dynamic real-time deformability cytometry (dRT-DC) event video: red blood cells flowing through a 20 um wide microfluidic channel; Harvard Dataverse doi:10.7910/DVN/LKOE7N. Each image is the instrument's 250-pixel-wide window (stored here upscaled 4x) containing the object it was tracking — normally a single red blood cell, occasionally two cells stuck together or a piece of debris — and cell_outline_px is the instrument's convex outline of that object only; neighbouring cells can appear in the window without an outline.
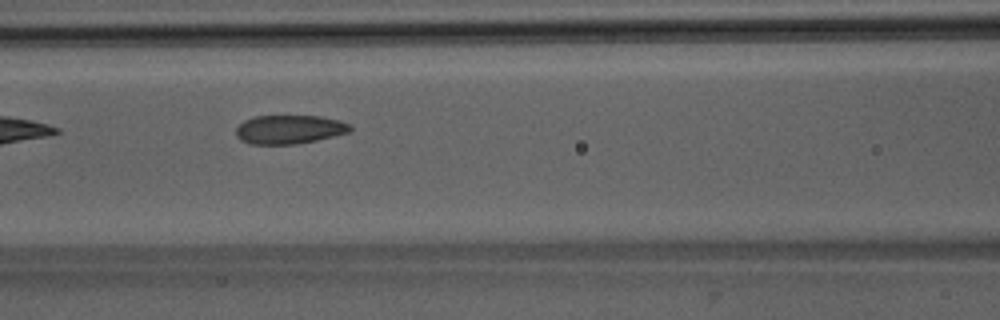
{"species": "Egyptian fruit bat (a non-hibernating species)", "species_latin": "Rousettus aegyptiacus", "temperature_condition": "room temperature", "stored_images_in_passage": 8, "camera_frame_rate_fps": 3000, "um_per_image_px": 0.085, "animal": {"sex": "male"}, "frame": {"image": 1, "passage_image": 7, "time_ms": 6.667, "image_size_px": [1000, 320], "cell_outline_px": [[352, 128], [348, 132], [316, 140], [296, 144], [248, 144], [240, 140], [236, 136], [236, 128], [244, 120], [256, 116], [320, 116], [340, 120], [352, 124]], "centroid_in_image_um": [24.58, 11.0], "position_along_channel_um": 142.0, "area_um2": 19.19}}